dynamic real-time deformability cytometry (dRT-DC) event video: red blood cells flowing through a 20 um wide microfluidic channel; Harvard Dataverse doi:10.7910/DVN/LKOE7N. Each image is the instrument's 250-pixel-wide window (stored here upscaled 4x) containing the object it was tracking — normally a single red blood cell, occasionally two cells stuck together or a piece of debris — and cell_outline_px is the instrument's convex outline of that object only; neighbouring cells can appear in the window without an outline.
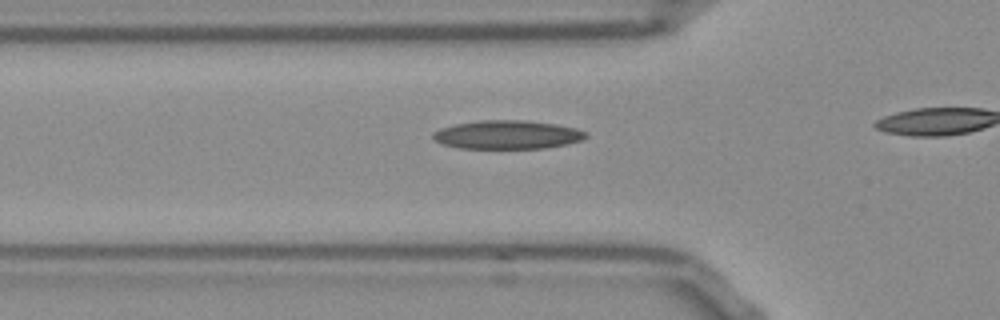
{"species": "Egyptian fruit bat (a non-hibernating species)", "species_latin": "Rousettus aegyptiacus", "temperature_condition": "room temperature", "stored_images_in_passage": 18, "camera_frame_rate_fps": 3000, "um_per_image_px": 0.085, "frame": {"image": 1, "passage_image": 13, "time_ms": 4.0, "image_size_px": [1000, 320], "cell_outline_px": [[588, 136], [580, 140], [568, 144], [544, 148], [456, 148], [440, 144], [432, 140], [432, 132], [440, 128], [452, 124], [480, 120], [524, 120], [556, 124], [576, 128], [588, 132]], "centroid_in_image_um": [43.07, 11.45], "position_along_channel_um": 82.7, "area_um2": 25.84}}
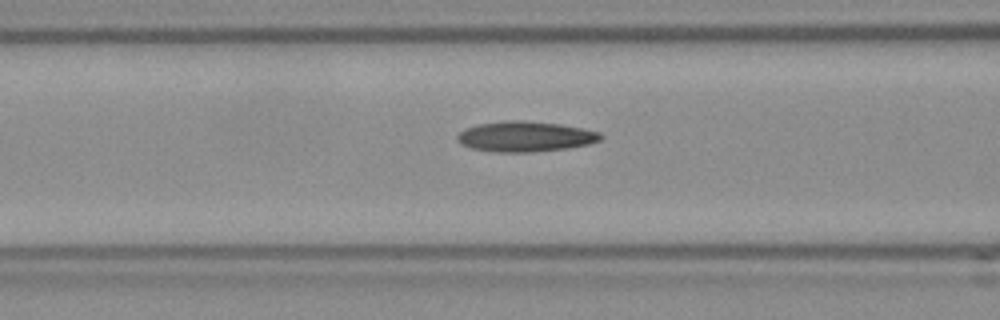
{"frame": {"image": 2, "passage_image": 16, "time_ms": 5.0, "image_size_px": [1000, 320], "cell_outline_px": [[604, 136], [600, 140], [588, 144], [568, 148], [528, 152], [496, 152], [472, 148], [460, 144], [456, 136], [464, 128], [480, 124], [508, 120], [520, 120], [560, 124], [600, 132]], "centroid_in_image_um": [44.64, 11.6], "position_along_channel_um": 122.0, "area_um2": 25.2}}